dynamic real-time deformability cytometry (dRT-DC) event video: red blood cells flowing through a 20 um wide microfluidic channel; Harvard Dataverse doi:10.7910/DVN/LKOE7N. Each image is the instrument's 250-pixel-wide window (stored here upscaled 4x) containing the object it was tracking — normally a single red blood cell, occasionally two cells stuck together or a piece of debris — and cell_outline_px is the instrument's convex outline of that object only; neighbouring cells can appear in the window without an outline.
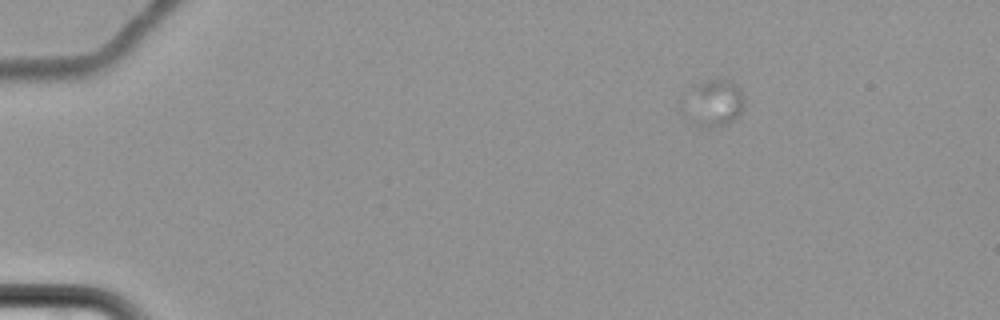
{"species": "common noctule bat (a hibernating species)", "species_latin": "Nyctalus noctula", "temperature_condition": "cold", "stored_images_in_passage": 10, "camera_frame_rate_fps": 3000, "um_per_image_px": 0.085, "animal": {"sex": "female", "body_mass_g": 22.7, "forearm_length_mm": 54.2}, "frame": {"image": 1, "passage_image": 1, "time_ms": 0.0, "image_size_px": [1000, 320], "cell_outline_px": [[744, 108], [728, 124], [696, 124], [688, 92], [688, 88], [708, 80], [732, 80], [740, 88], [744, 100]], "centroid_in_image_um": [60.86, 8.64], "position_along_channel_um": 24.1, "area_um2": 14.74}}
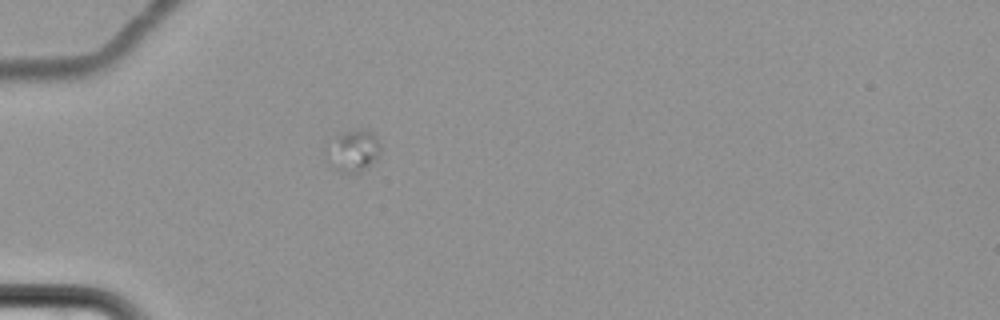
{"frame": {"image": 2, "passage_image": 4, "time_ms": 3.667, "image_size_px": [1000, 320], "cell_outline_px": [[380, 152], [368, 168], [352, 176], [348, 176], [332, 168], [336, 136], [344, 132], [360, 128], [372, 132], [376, 136], [380, 144]], "centroid_in_image_um": [30.18, 12.87], "position_along_channel_um": 54.8, "area_um2": 12.37}}
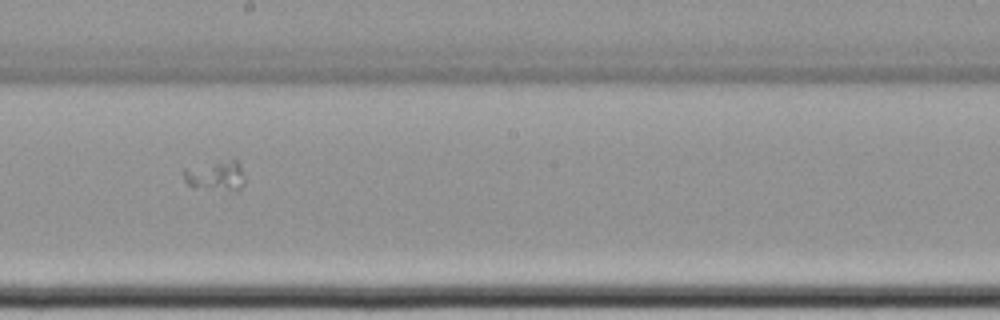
{"frame": {"image": 3, "passage_image": 9, "time_ms": 9.333, "image_size_px": [1000, 320], "cell_outline_px": [[244, 184], [236, 192], [232, 192], [192, 188], [184, 180], [180, 172], [184, 168], [232, 160], [236, 160], [240, 164], [244, 176]], "centroid_in_image_um": [18.31, 15.0], "position_along_channel_um": 229.9, "area_um2": 11.04}}